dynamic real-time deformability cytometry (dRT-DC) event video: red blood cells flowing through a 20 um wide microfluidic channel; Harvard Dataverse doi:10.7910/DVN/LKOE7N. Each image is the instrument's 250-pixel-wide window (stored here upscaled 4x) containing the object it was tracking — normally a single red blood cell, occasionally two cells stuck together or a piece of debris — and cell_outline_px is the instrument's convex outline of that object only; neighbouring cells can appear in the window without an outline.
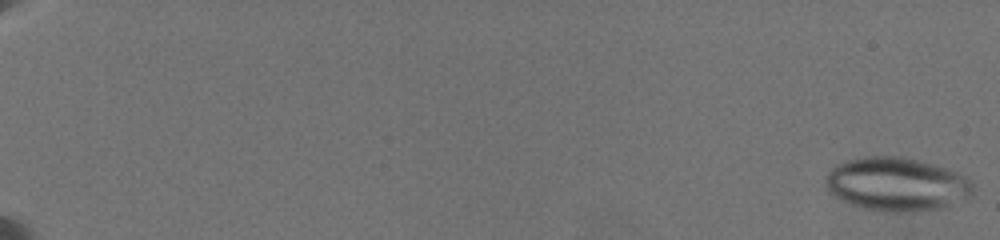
{"species": "common noctule bat (a hibernating species)", "species_latin": "Nyctalus noctula", "temperature_condition": "warm", "stored_images_in_passage": 39, "camera_frame_rate_fps": 3000, "um_per_image_px": 0.085, "animal": {"sex": "female", "body_mass_g": 19.5, "forearm_length_mm": 54.1}, "frame": {"image": 1, "passage_image": 1, "time_ms": 0.0, "image_size_px": [1000, 240], "cell_outline_px": [[976, 188], [968, 200], [936, 208], [868, 208], [852, 204], [828, 192], [824, 180], [824, 176], [836, 164], [848, 160], [864, 156], [904, 156], [920, 160], [956, 172], [964, 176], [976, 184]], "centroid_in_image_um": [76.24, 15.58], "position_along_channel_um": 8.8, "area_um2": 44.85}}
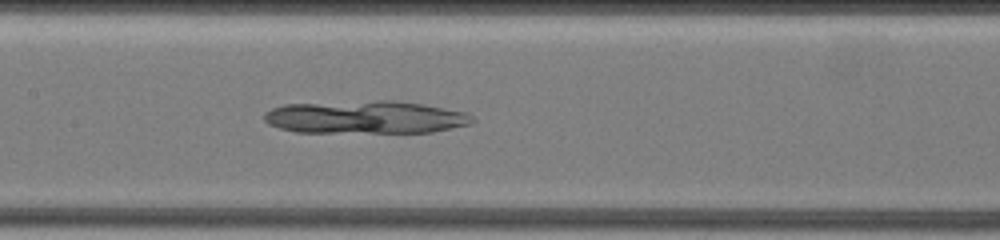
{"frame": {"image": 2, "passage_image": 23, "time_ms": 11.333, "image_size_px": [1000, 240], "cell_outline_px": [[476, 120], [468, 124], [432, 132], [296, 132], [280, 128], [268, 124], [264, 120], [264, 112], [272, 108], [284, 104], [376, 100], [396, 100], [468, 112]], "centroid_in_image_um": [31.04, 9.95], "position_along_channel_um": 176.4, "area_um2": 39.88}}
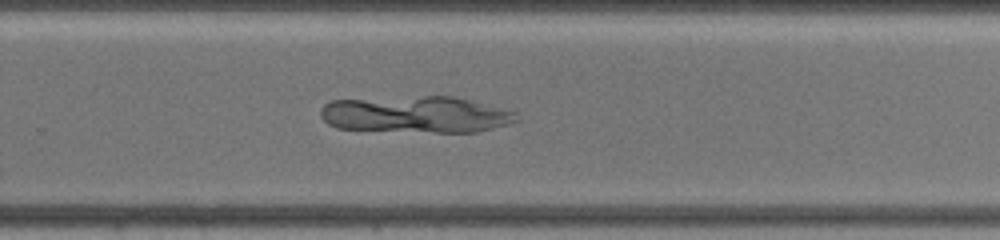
{"frame": {"image": 3, "passage_image": 29, "time_ms": 14.667, "image_size_px": [1000, 240], "cell_outline_px": [[520, 120], [508, 124], [476, 132], [436, 132], [336, 128], [328, 124], [320, 116], [320, 108], [324, 104], [332, 100], [424, 96], [452, 96], [516, 112]], "centroid_in_image_um": [35.33, 9.73], "position_along_channel_um": 294.5, "area_um2": 41.5}}